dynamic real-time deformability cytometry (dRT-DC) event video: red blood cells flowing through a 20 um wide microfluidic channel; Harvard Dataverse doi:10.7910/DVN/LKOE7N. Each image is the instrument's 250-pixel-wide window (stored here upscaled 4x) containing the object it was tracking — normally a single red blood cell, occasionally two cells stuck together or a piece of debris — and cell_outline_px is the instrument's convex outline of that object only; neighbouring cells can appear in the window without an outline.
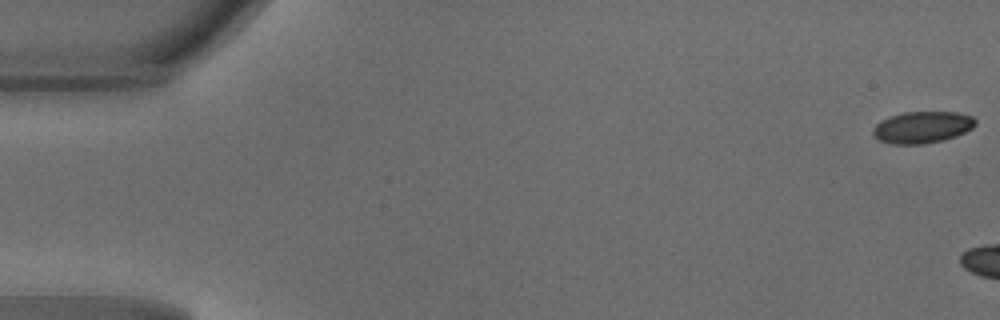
{"species": "common noctule bat (a hibernating species)", "species_latin": "Nyctalus noctula", "temperature_condition": "warm", "stored_images_in_passage": 5, "camera_frame_rate_fps": 3000, "um_per_image_px": 0.085, "animal": {"sex": "male", "body_mass_g": 18.8}, "frame": {"image": 1, "passage_image": 1, "time_ms": 0.0, "image_size_px": [1000, 320], "cell_outline_px": [[976, 124], [972, 128], [956, 136], [944, 140], [924, 144], [892, 144], [880, 140], [872, 136], [872, 128], [880, 120], [904, 112], [956, 112], [972, 116], [976, 120]], "centroid_in_image_um": [78.38, 10.82], "position_along_channel_um": 6.6, "area_um2": 19.02}}